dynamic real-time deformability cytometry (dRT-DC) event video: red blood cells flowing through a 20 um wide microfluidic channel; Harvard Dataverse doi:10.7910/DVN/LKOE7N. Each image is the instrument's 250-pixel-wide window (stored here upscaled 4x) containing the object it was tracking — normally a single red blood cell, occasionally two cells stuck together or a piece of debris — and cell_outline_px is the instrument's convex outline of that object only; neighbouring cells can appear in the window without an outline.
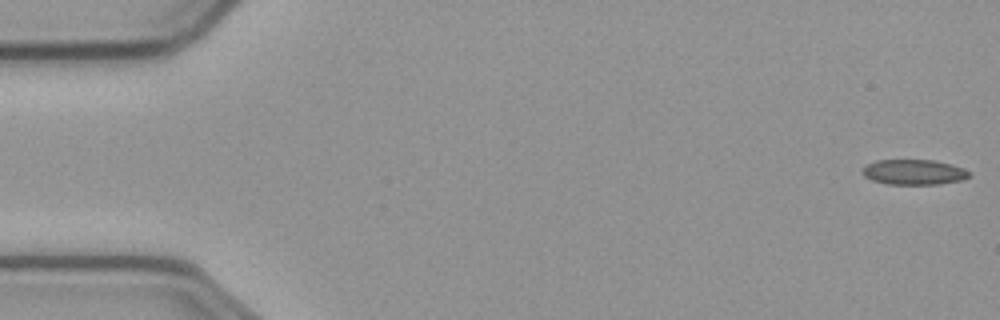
{"species": "common noctule bat (a hibernating species)", "species_latin": "Nyctalus noctula", "temperature_condition": "cold", "stored_images_in_passage": 55, "camera_frame_rate_fps": 3000, "um_per_image_px": 0.085, "animal": {"sex": "male", "body_mass_g": 23.1, "forearm_length_mm": 52.7}, "frame": {"image": 1, "passage_image": 1, "time_ms": 0.0, "image_size_px": [1000, 320], "cell_outline_px": [[968, 176], [964, 180], [940, 184], [888, 184], [872, 180], [864, 176], [860, 172], [868, 164], [876, 160], [932, 160], [952, 164], [964, 168], [968, 172]], "centroid_in_image_um": [77.67, 14.63], "position_along_channel_um": 7.3, "area_um2": 15.66}}
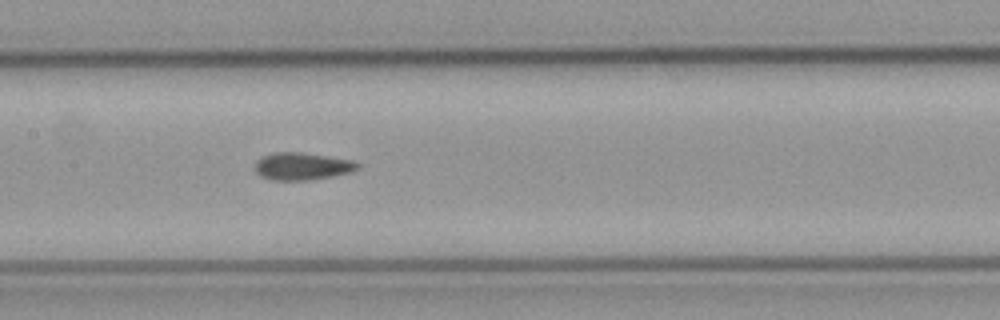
{"frame": {"image": 2, "passage_image": 27, "time_ms": 8.667, "image_size_px": [1000, 320], "cell_outline_px": [[360, 168], [352, 172], [332, 176], [308, 180], [272, 180], [260, 176], [256, 172], [256, 160], [264, 156], [276, 152], [300, 152], [352, 160], [360, 164]], "centroid_in_image_um": [25.7, 14.14], "position_along_channel_um": 181.7, "area_um2": 16.3}}
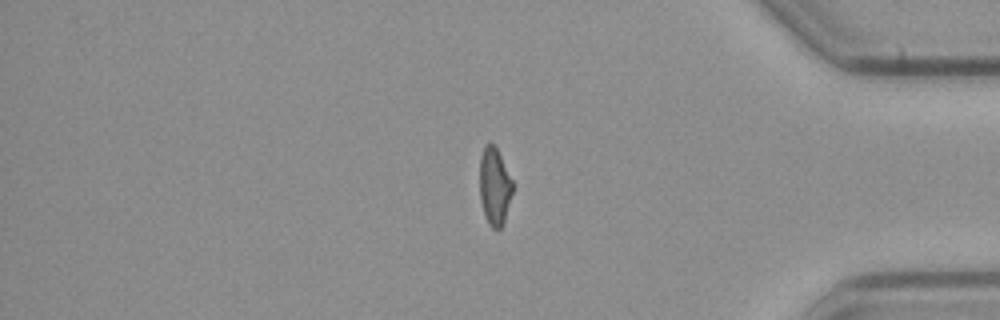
{"frame": {"image": 3, "passage_image": 47, "time_ms": 15.333, "image_size_px": [1000, 320], "cell_outline_px": [[516, 184], [504, 220], [500, 228], [492, 228], [488, 224], [480, 200], [480, 160], [484, 144], [492, 144], [496, 148]], "centroid_in_image_um": [42.07, 15.83], "position_along_channel_um": 393.1, "area_um2": 15.03}}